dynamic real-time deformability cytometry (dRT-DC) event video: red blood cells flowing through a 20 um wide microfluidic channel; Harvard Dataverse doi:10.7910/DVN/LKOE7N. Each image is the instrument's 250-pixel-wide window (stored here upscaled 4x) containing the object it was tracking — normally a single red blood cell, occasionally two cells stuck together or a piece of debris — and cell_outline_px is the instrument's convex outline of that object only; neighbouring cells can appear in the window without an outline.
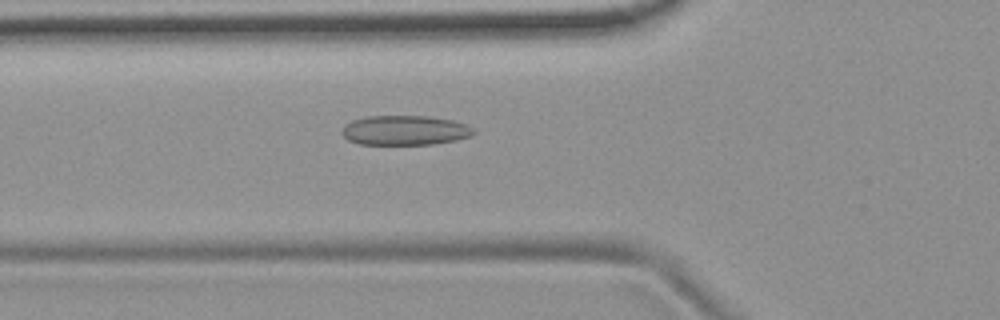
{"species": "common noctule bat (a hibernating species)", "species_latin": "Nyctalus noctula", "temperature_condition": "room temperature", "stored_images_in_passage": 51, "camera_frame_rate_fps": 3000, "um_per_image_px": 0.085, "animal": {"sex": "female", "body_mass_g": 19.9}, "frame": {"image": 1, "passage_image": 19, "time_ms": 6.0, "image_size_px": [1000, 320], "cell_outline_px": [[476, 132], [472, 136], [456, 140], [432, 144], [360, 144], [348, 140], [340, 132], [344, 124], [352, 120], [368, 116], [428, 116], [452, 120], [476, 128]], "centroid_in_image_um": [34.42, 11.07], "position_along_channel_um": 91.4, "area_um2": 22.89}}
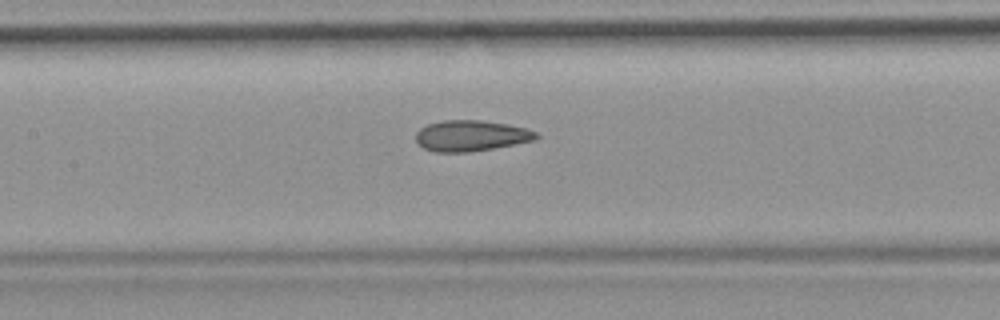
{"frame": {"image": 2, "passage_image": 25, "time_ms": 8.0, "image_size_px": [1000, 320], "cell_outline_px": [[540, 136], [536, 140], [492, 148], [468, 152], [436, 152], [424, 148], [416, 140], [416, 132], [420, 128], [428, 124], [444, 120], [480, 120], [508, 124], [528, 128], [536, 132]], "centroid_in_image_um": [40.06, 11.53], "position_along_channel_um": 167.3, "area_um2": 21.62}}
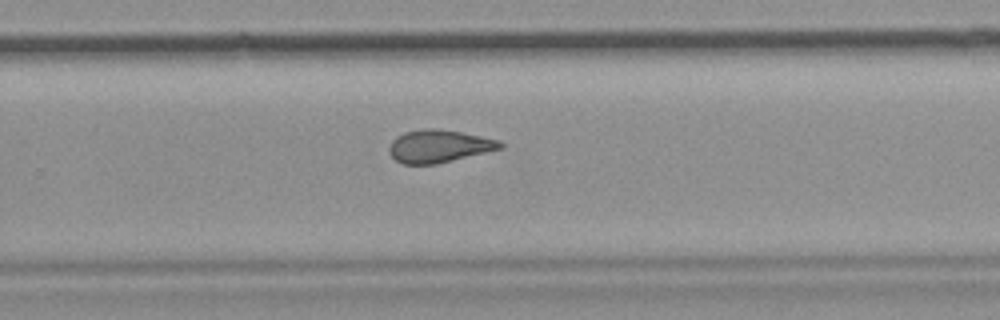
{"frame": {"image": 3, "passage_image": 35, "time_ms": 11.333, "image_size_px": [1000, 320], "cell_outline_px": [[504, 148], [432, 164], [404, 164], [396, 160], [392, 156], [388, 148], [392, 140], [396, 136], [404, 132], [420, 128], [436, 128], [460, 132], [500, 140], [504, 144]], "centroid_in_image_um": [37.29, 12.4], "position_along_channel_um": 292.5, "area_um2": 20.98}, "authors_computed_cell_mechanics": {"area_um2": 21.8484, "velocity_mm_per_s": 3.7781, "shape_relaxation_time_tau1_ms": null, "shape_relaxation_time_tau2_ms": 2.2995, "deformation_change_tau1": null, "deformation_change_tau2": 0.0958}}